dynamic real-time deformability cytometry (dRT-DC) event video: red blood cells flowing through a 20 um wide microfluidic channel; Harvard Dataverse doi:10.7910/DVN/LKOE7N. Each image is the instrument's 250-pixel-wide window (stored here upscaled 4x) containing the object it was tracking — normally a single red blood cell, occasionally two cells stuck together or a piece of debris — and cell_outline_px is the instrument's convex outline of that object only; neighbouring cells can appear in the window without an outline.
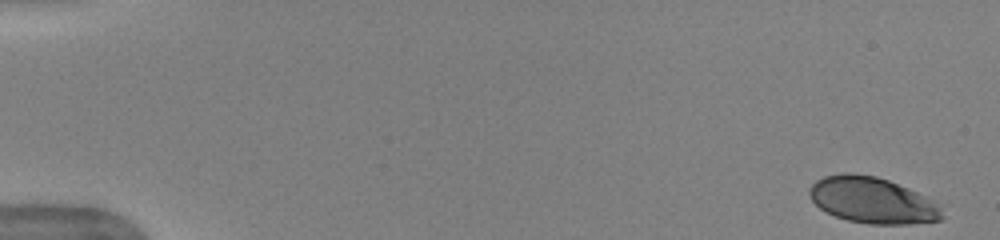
{"species": "human", "species_latin": "Homo sapiens", "temperature_condition": "warm", "stored_images_in_passage": 46, "camera_frame_rate_fps": 3000, "um_per_image_px": 0.085, "donor": {"sex": "female"}, "frame": {"image": 1, "passage_image": 1, "time_ms": 0.0, "image_size_px": [1000, 240], "cell_outline_px": [[944, 216], [940, 220], [908, 224], [868, 224], [848, 220], [836, 216], [820, 208], [812, 200], [808, 192], [808, 188], [816, 180], [824, 176], [844, 172], [852, 172], [876, 176], [888, 180], [908, 188], [940, 204]], "centroid_in_image_um": [74.14, 17.01], "position_along_channel_um": 10.9, "area_um2": 35.72}}
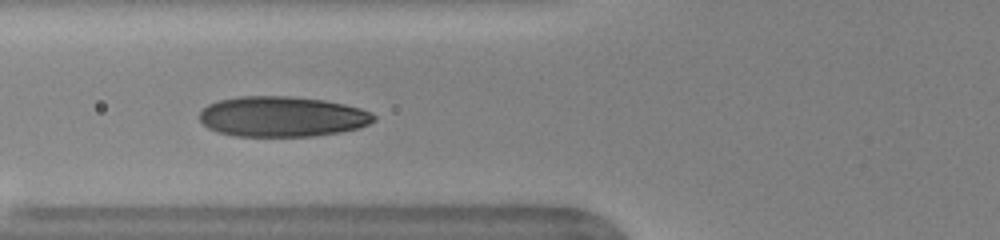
{"frame": {"image": 2, "passage_image": 20, "time_ms": 6.333, "image_size_px": [1000, 240], "cell_outline_px": [[376, 120], [360, 128], [340, 132], [312, 136], [232, 136], [216, 132], [208, 128], [200, 120], [200, 112], [208, 104], [220, 100], [240, 96], [288, 96], [324, 100], [344, 104], [360, 108], [372, 112], [376, 116]], "centroid_in_image_um": [23.99, 9.91], "position_along_channel_um": 101.8, "area_um2": 41.15}}
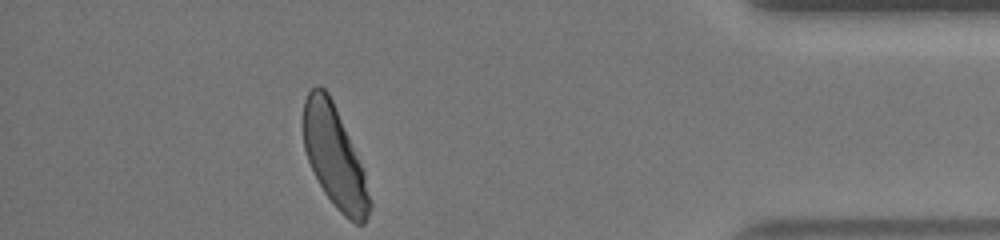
{"frame": {"image": 3, "passage_image": 46, "time_ms": 15.0, "image_size_px": [1000, 240], "cell_outline_px": [[372, 208], [364, 224], [356, 224], [344, 216], [336, 208], [324, 192], [308, 160], [304, 148], [304, 100], [308, 92], [316, 84], [320, 84], [328, 92], [332, 100], [364, 172], [372, 200]], "centroid_in_image_um": [28.45, 13.37], "position_along_channel_um": 406.8, "area_um2": 38.55}, "authors_computed_cell_mechanics": {"area_um2": 39.8242, "velocity_mm_per_s": 3.9412, "shape_relaxation_time_tau1_ms": 2.9039, "shape_relaxation_time_tau2_ms": null, "deformation_change_tau1": 0.1358, "deformation_change_tau2": null}}